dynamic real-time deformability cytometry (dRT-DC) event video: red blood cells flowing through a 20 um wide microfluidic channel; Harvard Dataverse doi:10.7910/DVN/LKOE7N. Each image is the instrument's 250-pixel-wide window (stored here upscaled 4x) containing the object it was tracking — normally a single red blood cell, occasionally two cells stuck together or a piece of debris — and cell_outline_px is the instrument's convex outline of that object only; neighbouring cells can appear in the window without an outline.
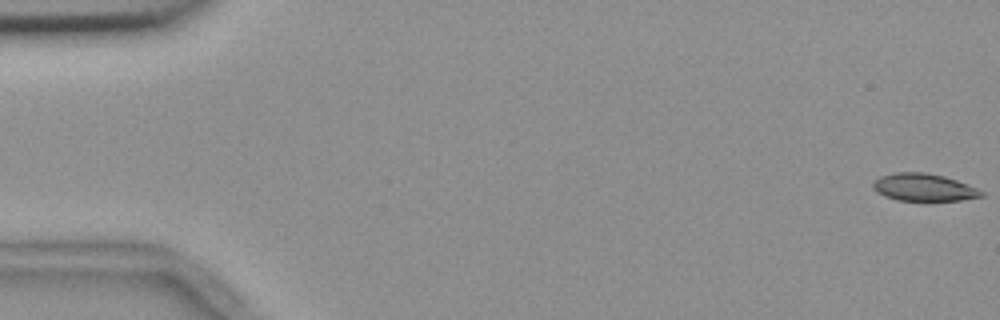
{"species": "common noctule bat (a hibernating species)", "species_latin": "Nyctalus noctula", "temperature_condition": "room temperature", "stored_images_in_passage": 56, "camera_frame_rate_fps": 3000, "um_per_image_px": 0.085, "animal": {"sex": "female", "body_mass_g": 18.4}, "frame": {"image": 1, "passage_image": 1, "time_ms": 0.0, "image_size_px": [1000, 320], "cell_outline_px": [[984, 196], [960, 200], [896, 200], [884, 196], [876, 192], [872, 188], [872, 180], [880, 176], [896, 172], [924, 172], [944, 176], [968, 184], [984, 192]], "centroid_in_image_um": [78.47, 15.92], "position_along_channel_um": 6.5, "area_um2": 17.4}}
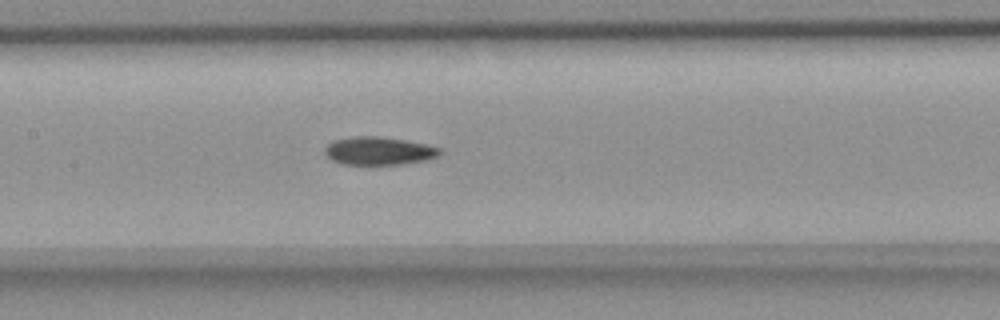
{"frame": {"image": 2, "passage_image": 27, "time_ms": 8.667, "image_size_px": [1000, 320], "cell_outline_px": [[440, 152], [436, 156], [424, 160], [400, 164], [344, 164], [332, 160], [324, 152], [324, 148], [332, 140], [356, 136], [380, 136], [404, 140], [424, 144], [440, 148]], "centroid_in_image_um": [32.14, 12.81], "position_along_channel_um": 175.3, "area_um2": 18.5}}
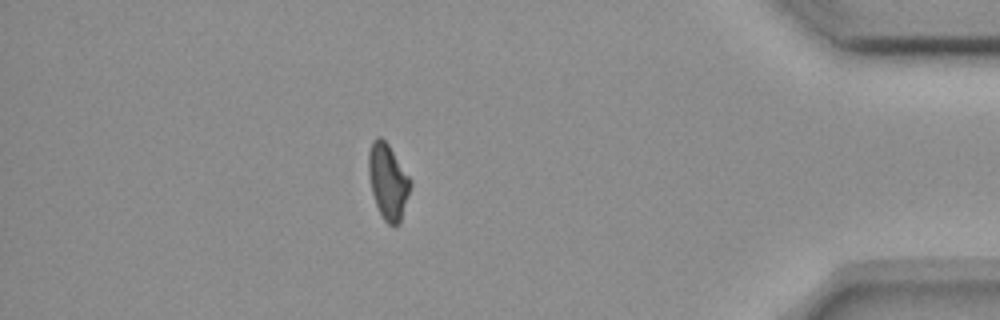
{"frame": {"image": 3, "passage_image": 49, "time_ms": 16.0, "image_size_px": [1000, 320], "cell_outline_px": [[412, 184], [400, 224], [396, 228], [388, 224], [384, 220], [376, 204], [372, 192], [368, 172], [368, 152], [372, 140], [376, 136], [380, 136], [388, 144], [412, 180]], "centroid_in_image_um": [32.99, 15.43], "position_along_channel_um": 402.2, "area_um2": 18.61}}